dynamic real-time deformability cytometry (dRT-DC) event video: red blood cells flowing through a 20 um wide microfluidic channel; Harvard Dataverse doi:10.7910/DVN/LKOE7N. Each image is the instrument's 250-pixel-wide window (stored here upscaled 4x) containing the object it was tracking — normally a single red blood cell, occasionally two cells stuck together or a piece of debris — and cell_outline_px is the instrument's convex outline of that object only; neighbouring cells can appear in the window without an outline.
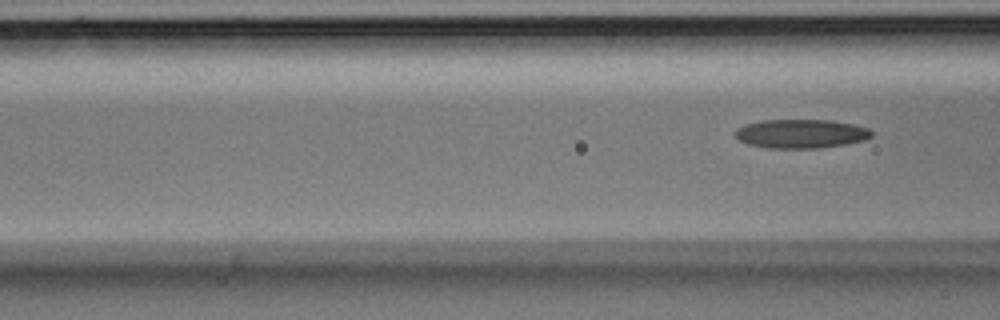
{"species": "Egyptian fruit bat (a non-hibernating species)", "species_latin": "Rousettus aegyptiacus", "temperature_condition": "room temperature", "stored_images_in_passage": 5, "camera_frame_rate_fps": 3000, "um_per_image_px": 0.085, "animal": {"sex": "male"}, "frame": {"image": 1, "passage_image": 5, "time_ms": 1.333, "image_size_px": [1000, 320], "cell_outline_px": [[872, 136], [864, 140], [844, 144], [816, 148], [768, 148], [748, 144], [740, 140], [732, 132], [736, 128], [744, 124], [764, 120], [832, 120], [856, 124], [868, 128], [872, 132]], "centroid_in_image_um": [68.06, 11.35], "position_along_channel_um": 98.5, "area_um2": 23.06}}